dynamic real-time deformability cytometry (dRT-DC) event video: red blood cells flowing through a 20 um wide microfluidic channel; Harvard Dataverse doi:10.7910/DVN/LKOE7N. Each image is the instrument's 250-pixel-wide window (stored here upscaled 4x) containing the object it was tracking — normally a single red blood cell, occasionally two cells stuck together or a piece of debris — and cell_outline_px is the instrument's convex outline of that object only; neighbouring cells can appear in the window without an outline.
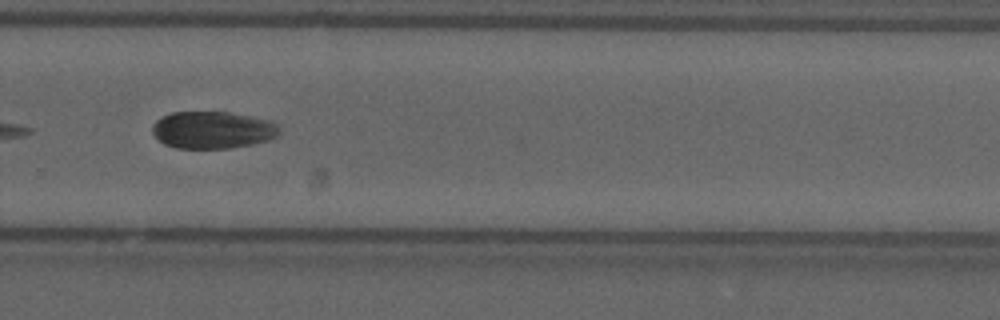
{"species": "common noctule bat (a hibernating species)", "species_latin": "Nyctalus noctula", "temperature_condition": "cold", "stored_images_in_passage": 32, "camera_frame_rate_fps": 3000, "um_per_image_px": 0.085, "animal": {"sex": "male", "forearm_length_mm": 52.5}, "frame": {"image": 1, "passage_image": 21, "time_ms": 6.667, "image_size_px": [1000, 320], "cell_outline_px": [[280, 132], [276, 136], [268, 140], [252, 144], [228, 148], [176, 148], [164, 144], [152, 132], [152, 124], [156, 120], [172, 112], [228, 112], [268, 120], [276, 124], [280, 128]], "centroid_in_image_um": [18.06, 11.05], "position_along_channel_um": 311.7, "area_um2": 27.34}, "authors_computed_cell_mechanics": {"area_um2": 28.4954, "velocity_mm_per_s": 3.6261, "shape_relaxation_time_tau1_ms": null, "shape_relaxation_time_tau2_ms": 5.0244, "deformation_change_tau1": null, "deformation_change_tau2": 0.0649}}